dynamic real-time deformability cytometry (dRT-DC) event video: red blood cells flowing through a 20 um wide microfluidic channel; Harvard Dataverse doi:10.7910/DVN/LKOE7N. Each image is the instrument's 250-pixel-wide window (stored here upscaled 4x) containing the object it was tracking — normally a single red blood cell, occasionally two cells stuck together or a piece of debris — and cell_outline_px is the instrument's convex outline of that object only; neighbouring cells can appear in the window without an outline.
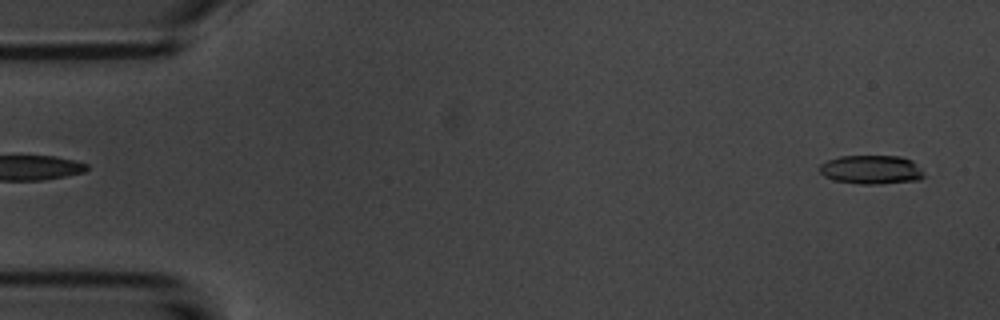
{"species": "common noctule bat (a hibernating species)", "species_latin": "Nyctalus noctula", "temperature_condition": "room temperature", "stored_images_in_passage": 53, "camera_frame_rate_fps": 3000, "um_per_image_px": 0.085, "animal": {"sex": "male", "body_mass_g": 20.1, "forearm_length_mm": 53.5}, "frame": {"image": 1, "passage_image": 2, "time_ms": 0.333, "image_size_px": [1000, 320], "cell_outline_px": [[924, 176], [920, 180], [880, 184], [860, 184], [832, 180], [824, 176], [816, 168], [820, 164], [828, 160], [840, 156], [900, 156], [912, 160], [924, 172]], "centroid_in_image_um": [74.04, 14.42], "position_along_channel_um": 11.0, "area_um2": 17.8}}
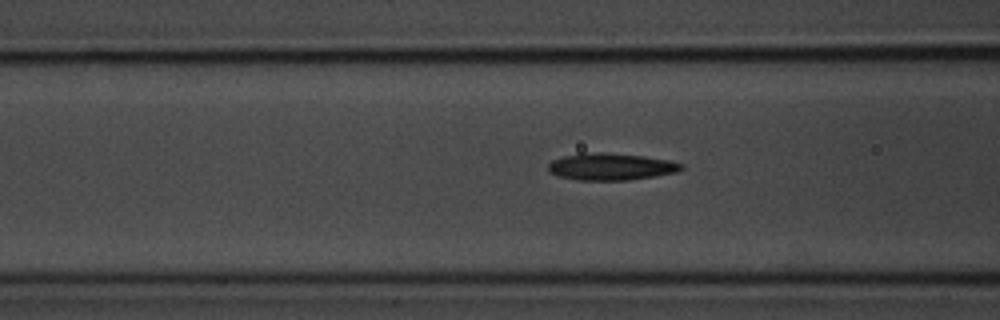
{"frame": {"image": 2, "passage_image": 20, "time_ms": 6.333, "image_size_px": [1000, 320], "cell_outline_px": [[684, 168], [676, 172], [628, 180], [576, 180], [560, 176], [548, 172], [548, 164], [552, 160], [564, 156], [580, 152], [584, 152], [644, 156], [668, 160], [684, 164]], "centroid_in_image_um": [51.89, 14.17], "position_along_channel_um": 114.7, "area_um2": 20.69}}
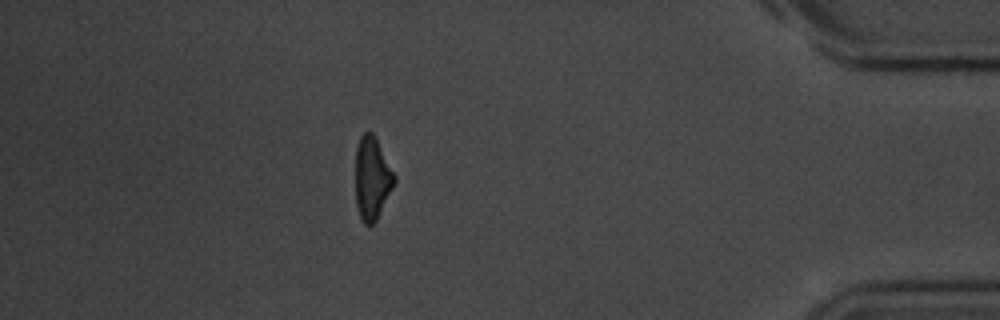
{"frame": {"image": 3, "passage_image": 47, "time_ms": 15.333, "image_size_px": [1000, 320], "cell_outline_px": [[396, 180], [376, 220], [372, 224], [364, 224], [360, 216], [356, 204], [356, 148], [360, 136], [364, 132], [372, 132], [396, 176]], "centroid_in_image_um": [31.61, 15.14], "position_along_channel_um": 403.6, "area_um2": 18.38}, "authors_computed_cell_mechanics": {"area_um2": 19.652, "velocity_mm_per_s": 3.7249, "shape_relaxation_time_tau1_ms": 5.8901, "shape_relaxation_time_tau2_ms": 5.6063, "deformation_change_tau1": 0.1888, "deformation_change_tau2": 0.153}}